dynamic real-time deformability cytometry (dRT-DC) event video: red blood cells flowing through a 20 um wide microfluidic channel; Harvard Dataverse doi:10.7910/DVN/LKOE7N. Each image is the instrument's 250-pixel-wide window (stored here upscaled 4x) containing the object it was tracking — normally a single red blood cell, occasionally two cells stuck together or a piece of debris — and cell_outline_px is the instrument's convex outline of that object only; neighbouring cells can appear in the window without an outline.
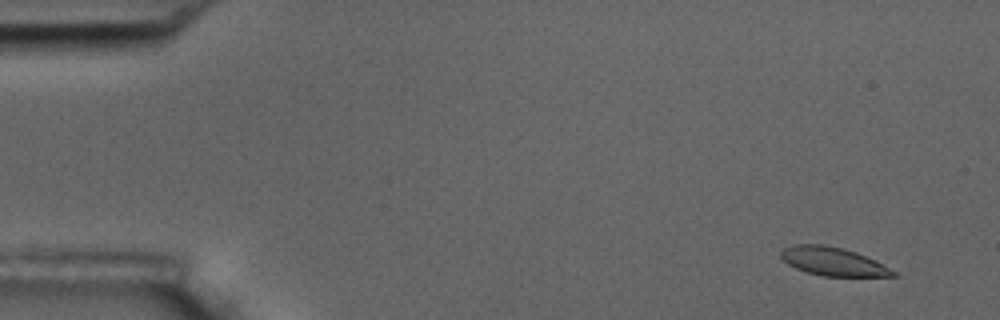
{"species": "common noctule bat (a hibernating species)", "species_latin": "Nyctalus noctula", "temperature_condition": "room temperature", "stored_images_in_passage": 6, "camera_frame_rate_fps": 3000, "um_per_image_px": 0.085, "animal": {"sex": "male", "body_mass_g": 17.5, "forearm_length_mm": 52.3}, "frame": {"image": 1, "passage_image": 1, "time_ms": 0.0, "image_size_px": [1000, 320], "cell_outline_px": [[900, 276], [820, 276], [796, 268], [788, 264], [780, 256], [780, 252], [784, 248], [792, 244], [824, 244], [844, 248], [856, 252], [896, 272]], "centroid_in_image_um": [70.75, 22.21], "position_along_channel_um": 14.2, "area_um2": 18.38}}
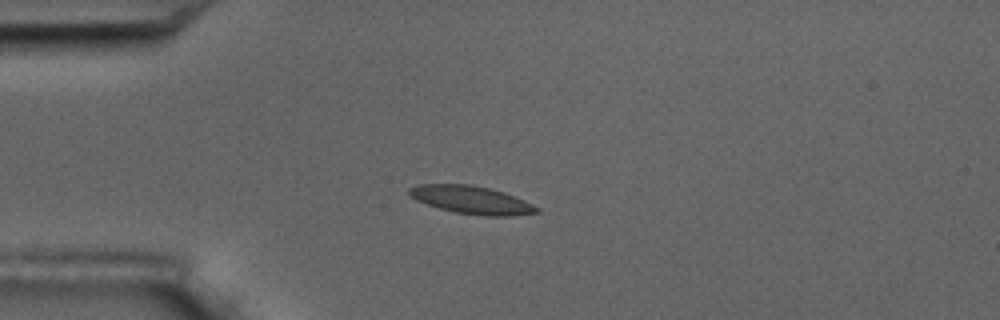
{"frame": {"image": 2, "passage_image": 4, "time_ms": 3.667, "image_size_px": [1000, 320], "cell_outline_px": [[540, 212], [512, 216], [484, 216], [456, 212], [440, 208], [416, 200], [408, 192], [408, 188], [416, 184], [472, 184], [504, 192], [524, 200], [540, 208]], "centroid_in_image_um": [40.09, 16.99], "position_along_channel_um": 44.9, "area_um2": 20.69}}